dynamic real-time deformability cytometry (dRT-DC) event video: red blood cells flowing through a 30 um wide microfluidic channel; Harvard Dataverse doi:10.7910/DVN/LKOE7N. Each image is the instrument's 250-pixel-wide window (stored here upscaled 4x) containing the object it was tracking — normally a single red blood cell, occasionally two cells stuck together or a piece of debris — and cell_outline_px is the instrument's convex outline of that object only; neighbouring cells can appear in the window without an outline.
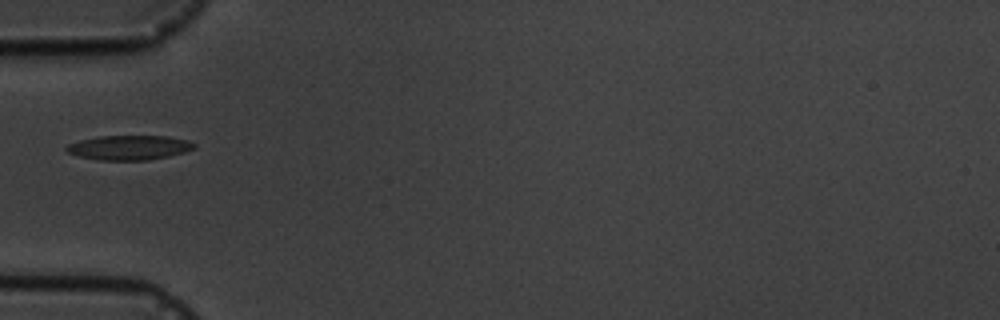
{"species": "common noctule bat (a hibernating species)", "species_latin": "Nyctalus noctula", "temperature_condition": "cold", "stored_images_in_passage": 3, "camera_frame_rate_fps": 3000, "um_per_image_px": 0.085, "animal": {"sex": "male", "body_mass_g": 19.5, "forearm_length_mm": 54.6}, "frame": {"image": 1, "passage_image": 1, "time_ms": 0.0, "image_size_px": [1000, 320], "cell_outline_px": [[196, 148], [184, 152], [168, 156], [148, 160], [100, 160], [80, 156], [68, 152], [64, 148], [68, 144], [80, 140], [100, 136], [168, 136], [188, 140], [196, 144]], "centroid_in_image_um": [11.01, 12.54], "position_along_channel_um": 74.0, "area_um2": 18.21}}
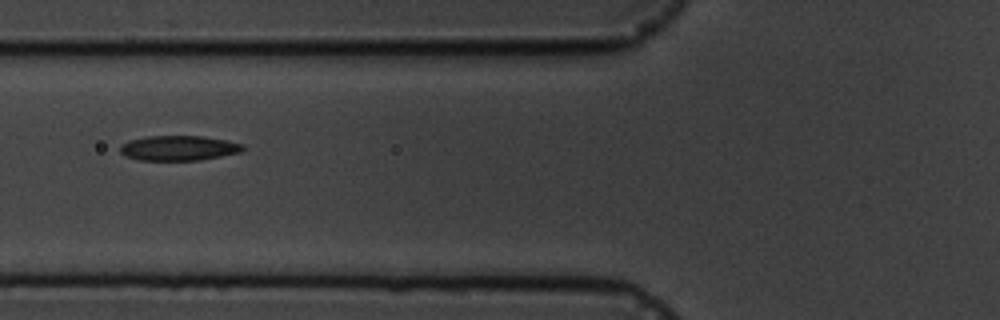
{"frame": {"image": 2, "passage_image": 2, "time_ms": 1.0, "image_size_px": [1000, 320], "cell_outline_px": [[244, 148], [240, 152], [200, 160], [140, 160], [128, 156], [120, 152], [120, 144], [128, 140], [148, 136], [204, 136], [228, 140], [244, 144]], "centroid_in_image_um": [15.2, 12.57], "position_along_channel_um": 110.6, "area_um2": 17.86}}
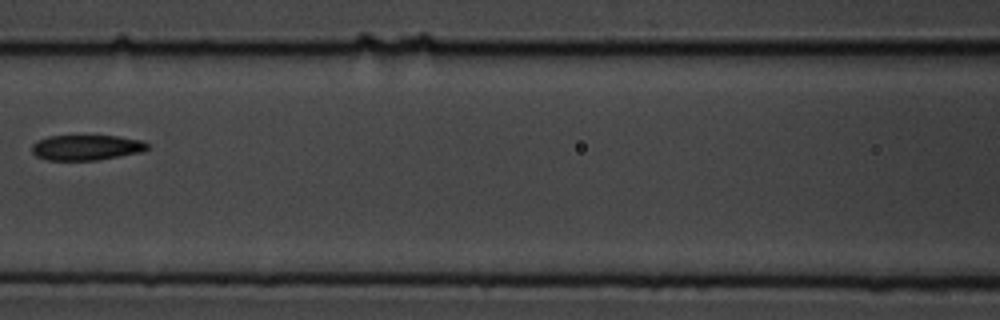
{"frame": {"image": 3, "passage_image": 3, "time_ms": 2.333, "image_size_px": [1000, 320], "cell_outline_px": [[148, 148], [140, 152], [96, 160], [48, 160], [36, 156], [32, 152], [32, 144], [36, 140], [48, 136], [120, 136], [140, 140], [148, 144]], "centroid_in_image_um": [7.29, 12.53], "position_along_channel_um": 159.3, "area_um2": 16.94}}